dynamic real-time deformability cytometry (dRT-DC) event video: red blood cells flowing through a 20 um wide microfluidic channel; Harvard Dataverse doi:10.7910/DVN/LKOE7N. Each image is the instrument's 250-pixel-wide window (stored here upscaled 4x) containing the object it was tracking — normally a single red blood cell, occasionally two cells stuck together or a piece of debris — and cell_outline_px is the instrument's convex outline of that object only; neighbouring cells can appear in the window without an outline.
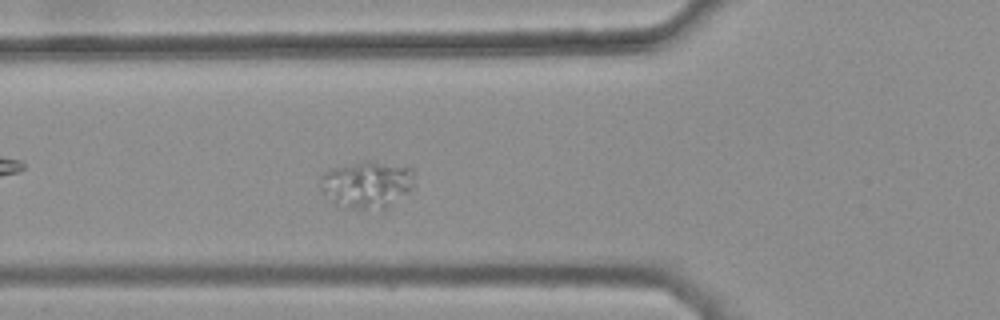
{"species": "common noctule bat (a hibernating species)", "species_latin": "Nyctalus noctula", "temperature_condition": "warm", "stored_images_in_passage": 37, "camera_frame_rate_fps": 3000, "um_per_image_px": 0.085, "animal": {"sex": "female", "body_mass_g": 25.1}, "frame": {"image": 1, "passage_image": 12, "time_ms": 3.667, "image_size_px": [1000, 320], "cell_outline_px": [[416, 188], [384, 208], [352, 208], [332, 204], [320, 192], [320, 176], [324, 172], [332, 168], [364, 160], [368, 160], [412, 168], [416, 184]], "centroid_in_image_um": [31.17, 15.67], "position_along_channel_um": 94.6, "area_um2": 26.18}}
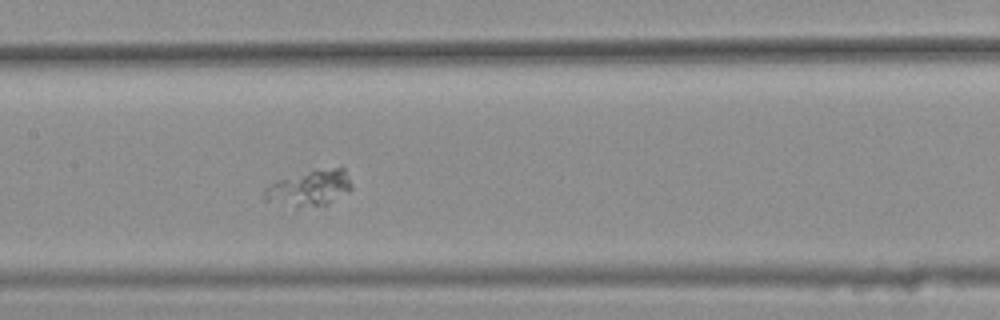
{"frame": {"image": 2, "passage_image": 19, "time_ms": 6.0, "image_size_px": [1000, 320], "cell_outline_px": [[352, 188], [348, 192], [328, 204], [296, 204], [264, 200], [264, 188], [276, 180], [312, 172], [336, 168], [344, 168], [352, 184]], "centroid_in_image_um": [26.36, 15.96], "position_along_channel_um": 181.0, "area_um2": 16.88}}
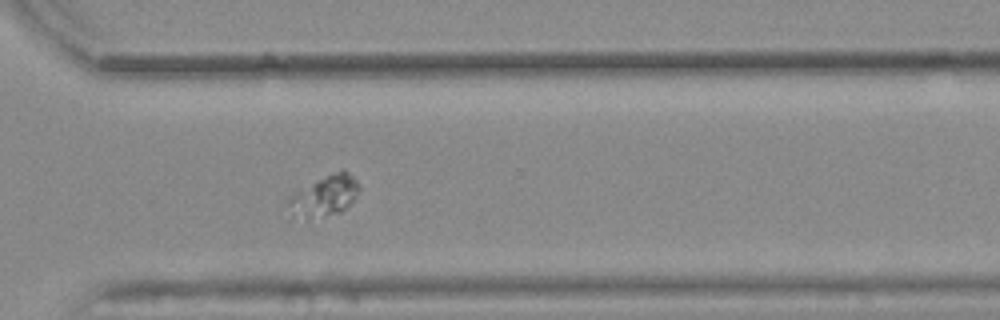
{"frame": {"image": 3, "passage_image": 32, "time_ms": 10.333, "image_size_px": [1000, 320], "cell_outline_px": [[360, 188], [352, 200], [340, 212], [324, 212], [308, 196], [312, 184], [340, 168], [344, 168], [356, 180]], "centroid_in_image_um": [28.42, 16.24], "position_along_channel_um": 342.2, "area_um2": 10.81}}